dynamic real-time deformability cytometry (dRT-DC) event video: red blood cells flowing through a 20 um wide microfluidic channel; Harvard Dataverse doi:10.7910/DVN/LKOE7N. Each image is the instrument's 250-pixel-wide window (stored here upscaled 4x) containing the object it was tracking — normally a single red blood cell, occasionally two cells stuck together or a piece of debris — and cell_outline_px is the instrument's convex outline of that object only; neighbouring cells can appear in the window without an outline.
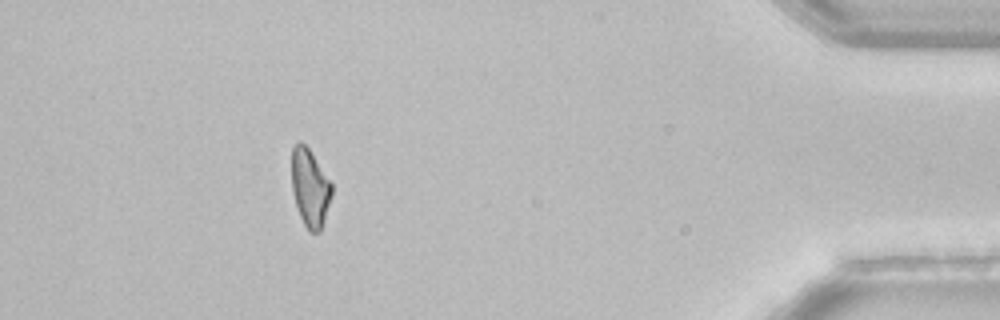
{"species": "common noctule bat (a hibernating species)", "species_latin": "Nyctalus noctula", "temperature_condition": "room temperature", "stored_images_in_passage": 43, "segment_of_instrument_passage": [1, 2], "camera_frame_rate_fps": 3000, "um_per_image_px": 0.085, "animal": {"sex": "female", "body_mass_g": 22.7, "forearm_length_mm": 54.2}, "frame": {"image": 1, "passage_image": 37, "time_ms": 12.0, "image_size_px": [1000, 320], "cell_outline_px": [[332, 196], [320, 232], [308, 232], [300, 216], [292, 192], [292, 144], [300, 140], [308, 148], [332, 184]], "centroid_in_image_um": [26.34, 15.96], "position_along_channel_um": 408.9, "area_um2": 18.09}}